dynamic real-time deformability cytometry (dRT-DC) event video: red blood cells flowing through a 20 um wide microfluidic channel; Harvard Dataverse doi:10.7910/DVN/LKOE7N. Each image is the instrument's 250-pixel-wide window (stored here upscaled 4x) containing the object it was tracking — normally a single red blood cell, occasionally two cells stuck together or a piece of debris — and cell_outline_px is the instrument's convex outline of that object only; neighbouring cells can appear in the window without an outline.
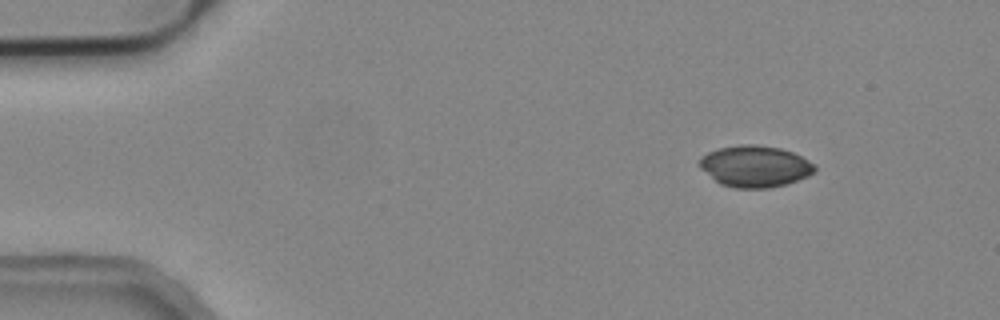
{"species": "common noctule bat (a hibernating species)", "species_latin": "Nyctalus noctula", "temperature_condition": "cold", "stored_images_in_passage": 6, "camera_frame_rate_fps": 3000, "um_per_image_px": 0.085, "animal": {"sex": "male", "body_mass_g": 19.2, "forearm_length_mm": 51.8}, "frame": {"image": 1, "passage_image": 1, "time_ms": 0.0, "image_size_px": [1000, 320], "cell_outline_px": [[816, 168], [808, 176], [788, 184], [768, 188], [736, 188], [720, 184], [700, 168], [700, 160], [708, 152], [720, 148], [740, 144], [752, 144], [780, 148], [792, 152], [808, 160]], "centroid_in_image_um": [64.17, 14.14], "position_along_channel_um": 20.8, "area_um2": 27.57}}
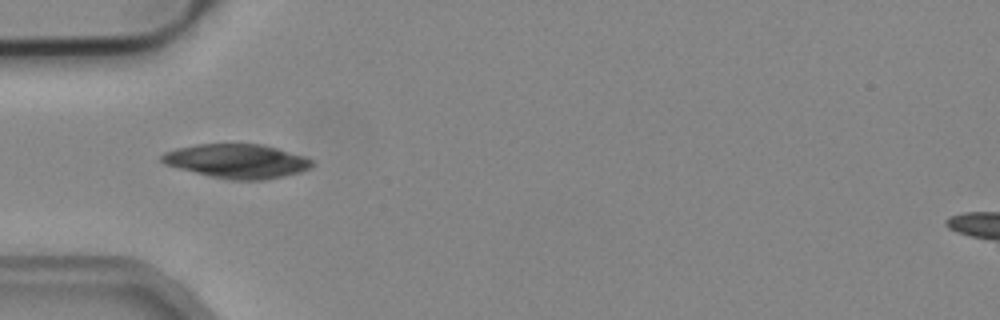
{"frame": {"image": 2, "passage_image": 4, "time_ms": 1.0, "image_size_px": [1000, 320], "cell_outline_px": [[312, 164], [308, 168], [300, 172], [264, 180], [232, 180], [212, 176], [164, 164], [160, 160], [160, 156], [164, 152], [176, 148], [196, 144], [260, 144], [276, 148], [304, 156], [312, 160]], "centroid_in_image_um": [20.11, 13.69], "position_along_channel_um": 64.9, "area_um2": 29.48}}